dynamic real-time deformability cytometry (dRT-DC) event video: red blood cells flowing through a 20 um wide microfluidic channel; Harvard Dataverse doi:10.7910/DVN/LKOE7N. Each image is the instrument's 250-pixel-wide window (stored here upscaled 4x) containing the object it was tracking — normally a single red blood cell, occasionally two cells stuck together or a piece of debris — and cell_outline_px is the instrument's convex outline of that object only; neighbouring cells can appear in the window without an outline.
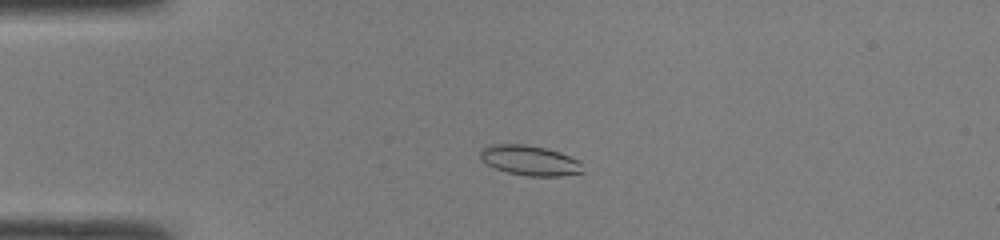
{"species": "common noctule bat (a hibernating species)", "species_latin": "Nyctalus noctula", "temperature_condition": "room temperature", "stored_images_in_passage": 47, "camera_frame_rate_fps": 3000, "um_per_image_px": 0.085, "animal": {"sex": "male", "body_mass_g": 19.0, "forearm_length_mm": 50.8}, "frame": {"image": 1, "passage_image": 11, "time_ms": 3.333, "image_size_px": [1000, 240], "cell_outline_px": [[584, 172], [560, 176], [528, 176], [508, 172], [496, 168], [488, 164], [480, 156], [480, 152], [484, 148], [492, 144], [524, 144], [548, 148], [560, 152], [576, 160], [580, 164]], "centroid_in_image_um": [45.04, 13.63], "position_along_channel_um": 40.0, "area_um2": 17.63}}
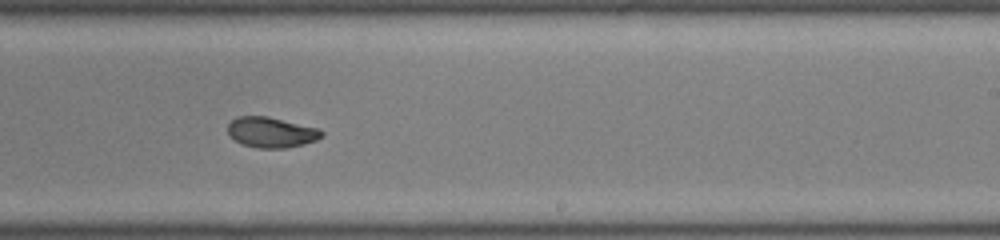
{"frame": {"image": 2, "passage_image": 29, "time_ms": 9.333, "image_size_px": [1000, 240], "cell_outline_px": [[324, 136], [316, 140], [304, 144], [284, 148], [256, 148], [240, 144], [228, 132], [228, 124], [236, 116], [268, 116], [320, 128], [324, 132]], "centroid_in_image_um": [23.09, 11.24], "position_along_channel_um": 265.9, "area_um2": 16.82}}
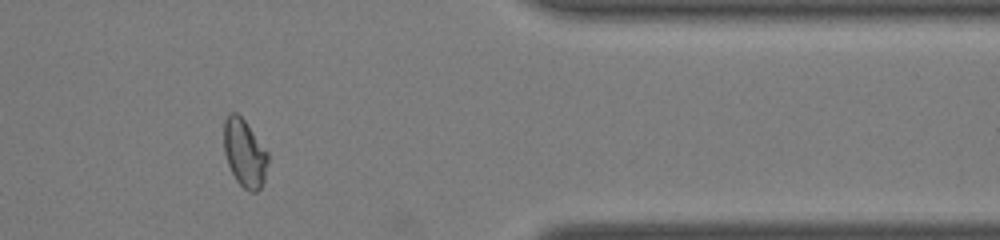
{"frame": {"image": 3, "passage_image": 39, "time_ms": 12.667, "image_size_px": [1000, 240], "cell_outline_px": [[268, 160], [264, 180], [260, 188], [256, 192], [248, 192], [236, 180], [228, 164], [224, 152], [224, 120], [228, 112], [236, 112], [244, 120], [268, 152]], "centroid_in_image_um": [20.78, 13.01], "position_along_channel_um": 390.6, "area_um2": 17.34}, "authors_computed_cell_mechanics": {"area_um2": 17.629, "velocity_mm_per_s": 4.301, "shape_relaxation_time_tau1_ms": null, "shape_relaxation_time_tau2_ms": 1.3384, "deformation_change_tau1": null, "deformation_change_tau2": 0.0557}}